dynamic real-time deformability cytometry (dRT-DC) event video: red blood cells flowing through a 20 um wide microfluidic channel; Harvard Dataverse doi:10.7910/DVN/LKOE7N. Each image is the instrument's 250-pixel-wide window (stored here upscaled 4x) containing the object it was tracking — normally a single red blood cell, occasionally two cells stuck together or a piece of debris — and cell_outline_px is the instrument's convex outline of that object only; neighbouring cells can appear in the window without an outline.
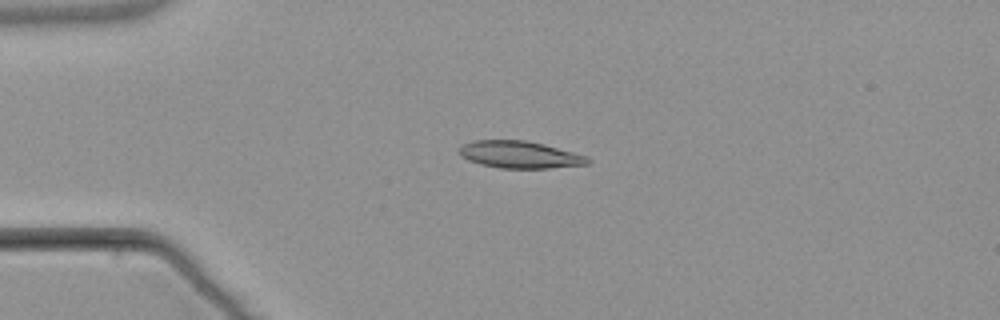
{"species": "common noctule bat (a hibernating species)", "species_latin": "Nyctalus noctula", "temperature_condition": "warm", "stored_images_in_passage": 4, "camera_frame_rate_fps": 3000, "um_per_image_px": 0.085, "animal": {"sex": "male", "body_mass_g": 21.5, "forearm_length_mm": 52.0}, "frame": {"image": 1, "passage_image": 3, "time_ms": 3.667, "image_size_px": [1000, 320], "cell_outline_px": [[592, 160], [588, 164], [548, 168], [500, 168], [480, 164], [468, 160], [460, 156], [460, 148], [464, 144], [472, 140], [524, 140], [544, 144], [588, 156]], "centroid_in_image_um": [44.19, 13.14], "position_along_channel_um": 40.8, "area_um2": 20.29}}